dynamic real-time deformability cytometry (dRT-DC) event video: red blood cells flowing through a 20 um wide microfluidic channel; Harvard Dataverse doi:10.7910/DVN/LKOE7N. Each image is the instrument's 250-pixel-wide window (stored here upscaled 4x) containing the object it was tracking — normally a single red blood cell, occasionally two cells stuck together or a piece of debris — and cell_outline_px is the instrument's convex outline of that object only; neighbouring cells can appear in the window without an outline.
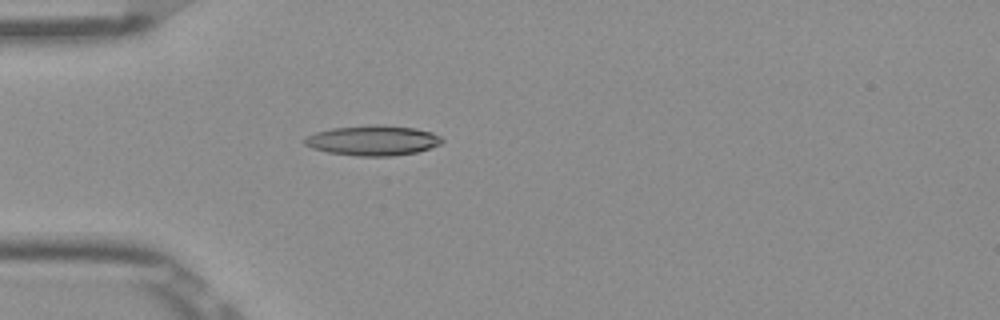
{"species": "Egyptian fruit bat (a non-hibernating species)", "species_latin": "Rousettus aegyptiacus", "temperature_condition": "room temperature", "stored_images_in_passage": 51, "camera_frame_rate_fps": 3000, "um_per_image_px": 0.085, "frame": {"image": 1, "passage_image": 14, "time_ms": 4.333, "image_size_px": [1000, 320], "cell_outline_px": [[444, 140], [440, 144], [416, 152], [392, 156], [356, 156], [328, 152], [312, 148], [304, 144], [300, 140], [316, 132], [332, 128], [376, 124], [384, 124], [416, 128], [432, 132], [440, 136]], "centroid_in_image_um": [31.68, 11.93], "position_along_channel_um": 53.3, "area_um2": 24.22}}
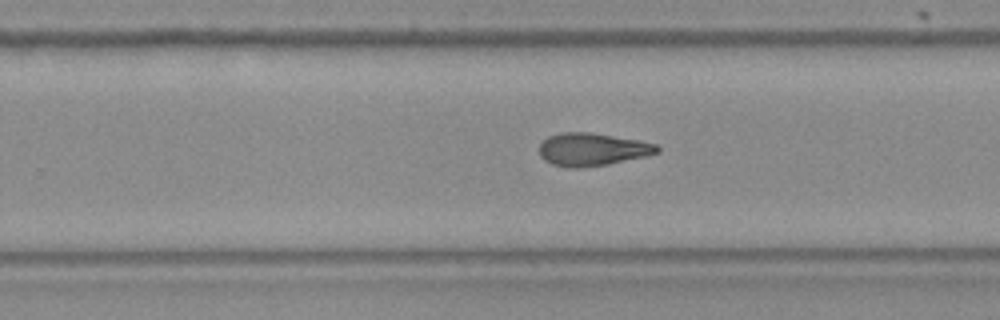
{"frame": {"image": 2, "passage_image": 32, "time_ms": 10.333, "image_size_px": [1000, 320], "cell_outline_px": [[660, 152], [648, 156], [608, 164], [580, 168], [568, 168], [552, 164], [544, 160], [540, 156], [540, 144], [548, 136], [560, 132], [588, 132], [640, 140], [656, 144], [660, 148]], "centroid_in_image_um": [50.36, 12.7], "position_along_channel_um": 279.4, "area_um2": 22.72}}
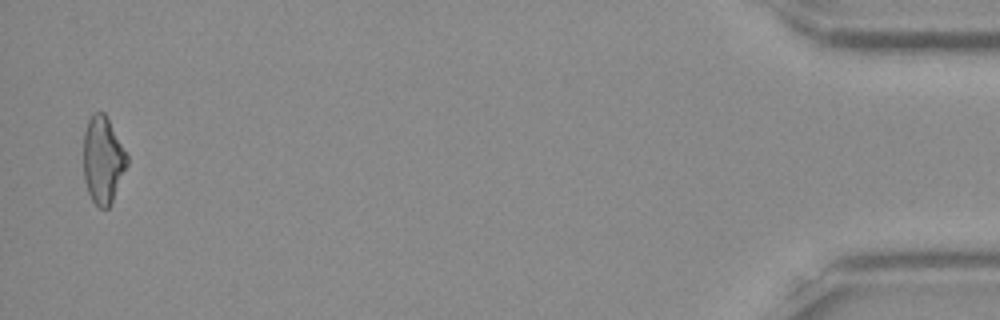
{"frame": {"image": 3, "passage_image": 50, "time_ms": 16.333, "image_size_px": [1000, 320], "cell_outline_px": [[128, 164], [112, 200], [108, 208], [100, 208], [92, 200], [88, 192], [84, 180], [84, 132], [88, 120], [92, 112], [104, 112], [128, 156]], "centroid_in_image_um": [8.74, 13.59], "position_along_channel_um": 426.5, "area_um2": 21.85}, "authors_computed_cell_mechanics": {"area_um2": 22.4842, "velocity_mm_per_s": 3.9031, "shape_relaxation_time_tau1_ms": null, "shape_relaxation_time_tau2_ms": 4.5754, "deformation_change_tau1": null, "deformation_change_tau2": 0.1407}}